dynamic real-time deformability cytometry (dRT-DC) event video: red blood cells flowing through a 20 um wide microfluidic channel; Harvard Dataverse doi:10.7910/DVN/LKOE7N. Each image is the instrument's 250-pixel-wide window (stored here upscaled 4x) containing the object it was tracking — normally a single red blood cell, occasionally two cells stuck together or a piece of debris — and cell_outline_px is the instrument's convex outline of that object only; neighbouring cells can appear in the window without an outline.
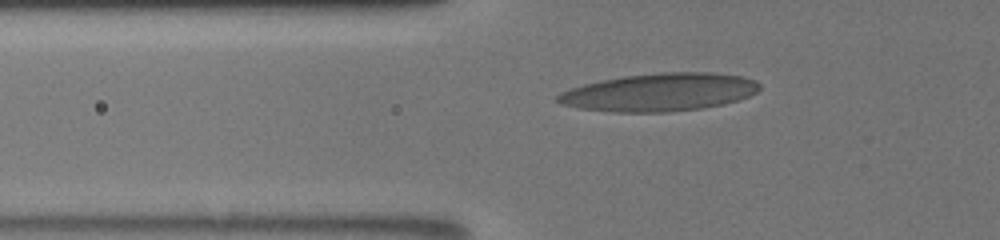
{"species": "human", "species_latin": "Homo sapiens", "temperature_condition": "room temperature", "stored_images_in_passage": 16, "camera_frame_rate_fps": 3000, "um_per_image_px": 0.085, "donor": {"sex": "male"}, "frame": {"image": 1, "passage_image": 12, "time_ms": 7.667, "image_size_px": [1000, 240], "cell_outline_px": [[760, 88], [756, 92], [748, 96], [724, 104], [704, 108], [668, 112], [612, 112], [580, 108], [560, 104], [556, 100], [556, 96], [560, 92], [584, 84], [600, 80], [624, 76], [660, 72], [712, 72], [744, 76], [756, 80], [760, 84]], "centroid_in_image_um": [56.07, 7.83], "position_along_channel_um": 69.7, "area_um2": 44.8}}
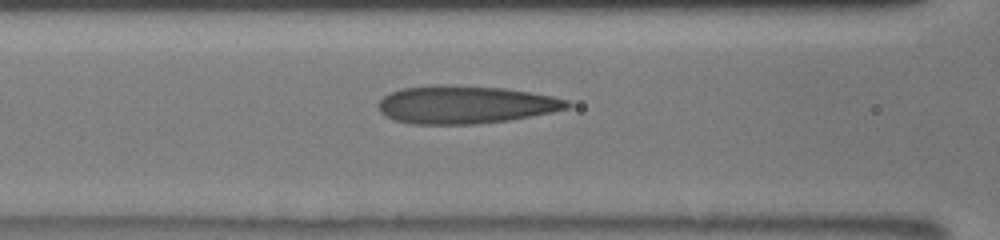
{"frame": {"image": 2, "passage_image": 14, "time_ms": 9.333, "image_size_px": [1000, 240], "cell_outline_px": [[572, 104], [568, 108], [552, 112], [508, 120], [476, 124], [412, 124], [396, 120], [380, 112], [376, 104], [388, 92], [400, 88], [436, 84], [440, 84], [504, 88], [552, 96], [568, 100]], "centroid_in_image_um": [39.51, 8.88], "position_along_channel_um": 127.1, "area_um2": 41.79}}
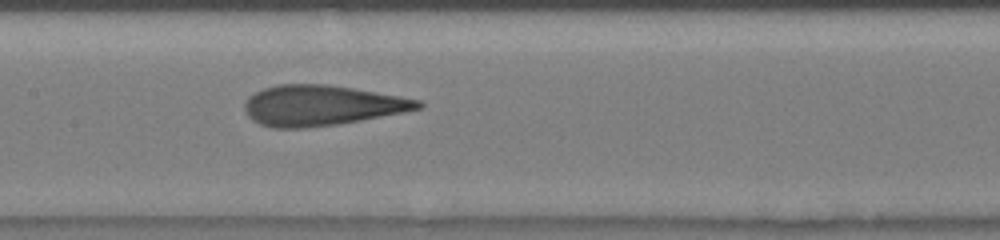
{"frame": {"image": 3, "passage_image": 16, "time_ms": 10.667, "image_size_px": [1000, 240], "cell_outline_px": [[424, 108], [404, 112], [360, 120], [336, 124], [304, 128], [272, 128], [260, 124], [252, 120], [248, 116], [244, 108], [244, 104], [248, 96], [264, 88], [276, 84], [328, 84], [400, 96], [420, 100], [424, 104]], "centroid_in_image_um": [27.32, 8.96], "position_along_channel_um": 180.1, "area_um2": 40.81}}